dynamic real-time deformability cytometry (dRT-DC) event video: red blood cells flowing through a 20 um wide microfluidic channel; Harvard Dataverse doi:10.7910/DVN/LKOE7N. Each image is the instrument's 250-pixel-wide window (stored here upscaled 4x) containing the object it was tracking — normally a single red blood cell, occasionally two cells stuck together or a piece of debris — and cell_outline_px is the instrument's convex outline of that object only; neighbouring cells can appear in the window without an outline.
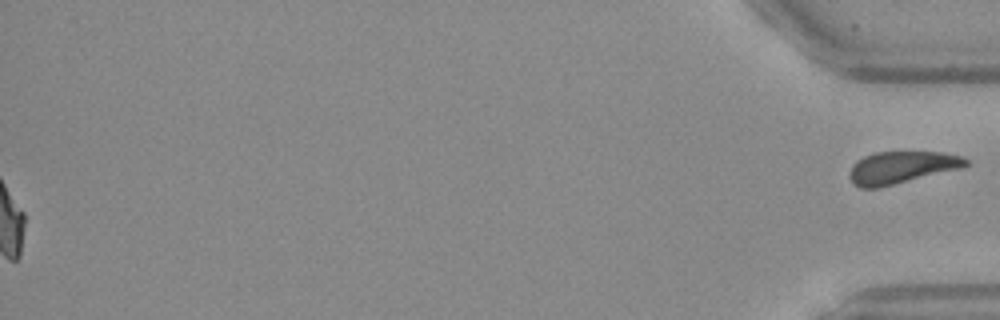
{"species": "Egyptian fruit bat (a non-hibernating species)", "species_latin": "Rousettus aegyptiacus", "temperature_condition": "warm", "stored_images_in_passage": 55, "segment_of_instrument_passage": [2, 2], "camera_frame_rate_fps": 3000, "um_per_image_px": 0.085, "frame": {"image": 1, "passage_image": 55, "time_ms": 18.0, "image_size_px": [1000, 320], "cell_outline_px": [[968, 164], [964, 168], [880, 188], [860, 188], [852, 184], [848, 176], [848, 172], [852, 164], [856, 160], [864, 156], [876, 152], [944, 152], [964, 156], [968, 160]], "centroid_in_image_um": [76.63, 14.24], "position_along_channel_um": 358.6, "area_um2": 22.43}}